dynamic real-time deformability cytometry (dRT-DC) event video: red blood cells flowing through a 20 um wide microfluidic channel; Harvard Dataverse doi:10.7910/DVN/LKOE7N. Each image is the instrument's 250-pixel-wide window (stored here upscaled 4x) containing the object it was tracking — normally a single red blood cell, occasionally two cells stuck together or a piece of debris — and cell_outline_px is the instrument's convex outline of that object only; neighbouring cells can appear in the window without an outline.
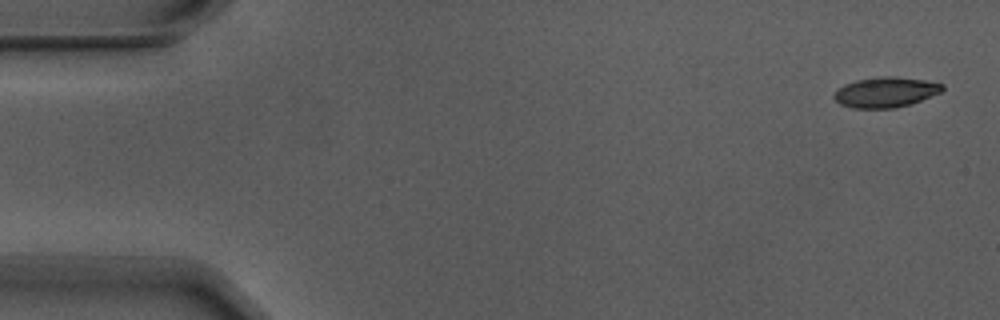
{"species": "Egyptian fruit bat (a non-hibernating species)", "species_latin": "Rousettus aegyptiacus", "temperature_condition": "warm", "stored_images_in_passage": 5, "camera_frame_rate_fps": 3000, "um_per_image_px": 0.085, "animal": {"sex": "male"}, "frame": {"image": 1, "passage_image": 1, "time_ms": 0.0, "image_size_px": [1000, 320], "cell_outline_px": [[944, 88], [940, 92], [920, 100], [896, 108], [852, 108], [840, 104], [832, 96], [844, 84], [856, 80], [880, 76], [896, 76], [924, 80], [944, 84]], "centroid_in_image_um": [75.26, 7.83], "position_along_channel_um": 9.7, "area_um2": 18.96}}
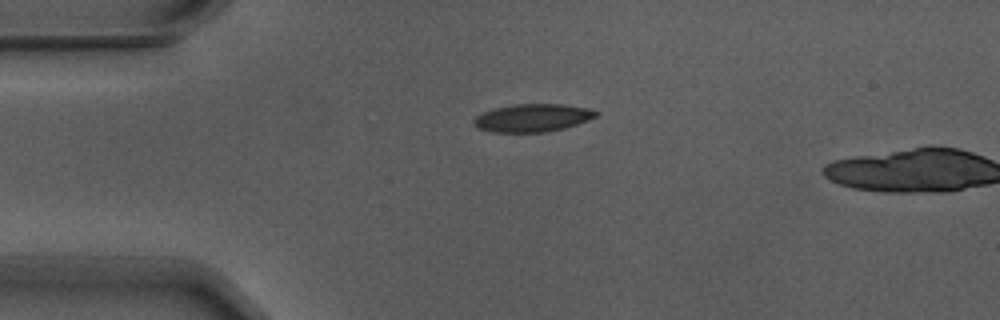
{"frame": {"image": 2, "passage_image": 4, "time_ms": 1.0, "image_size_px": [1000, 320], "cell_outline_px": [[596, 116], [588, 120], [564, 128], [548, 132], [492, 132], [480, 128], [472, 124], [472, 120], [476, 116], [484, 112], [496, 108], [516, 104], [560, 104], [588, 108], [596, 112]], "centroid_in_image_um": [45.24, 10.02], "position_along_channel_um": 39.8, "area_um2": 19.59}}